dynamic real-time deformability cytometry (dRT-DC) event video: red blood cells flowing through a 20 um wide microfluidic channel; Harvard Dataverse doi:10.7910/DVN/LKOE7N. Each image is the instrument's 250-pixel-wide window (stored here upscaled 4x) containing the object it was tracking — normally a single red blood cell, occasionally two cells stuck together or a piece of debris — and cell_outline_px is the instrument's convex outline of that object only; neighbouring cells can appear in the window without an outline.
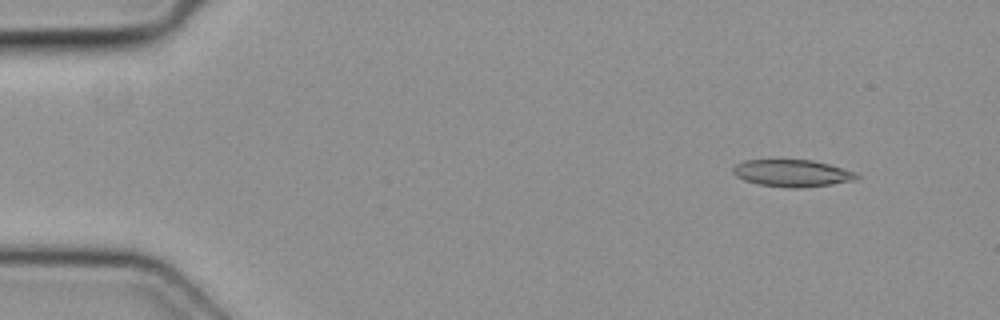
{"species": "common noctule bat (a hibernating species)", "species_latin": "Nyctalus noctula", "temperature_condition": "cold", "stored_images_in_passage": 4, "camera_frame_rate_fps": 3000, "um_per_image_px": 0.085, "animal": {"sex": "female", "body_mass_g": 19.3, "forearm_length_mm": 54.1}, "frame": {"image": 1, "passage_image": 1, "time_ms": 0.0, "image_size_px": [1000, 320], "cell_outline_px": [[860, 176], [856, 180], [832, 184], [800, 188], [784, 188], [760, 184], [744, 180], [736, 176], [732, 172], [732, 168], [736, 164], [744, 160], [812, 160], [828, 164], [856, 172]], "centroid_in_image_um": [67.34, 14.72], "position_along_channel_um": 17.7, "area_um2": 19.54}}
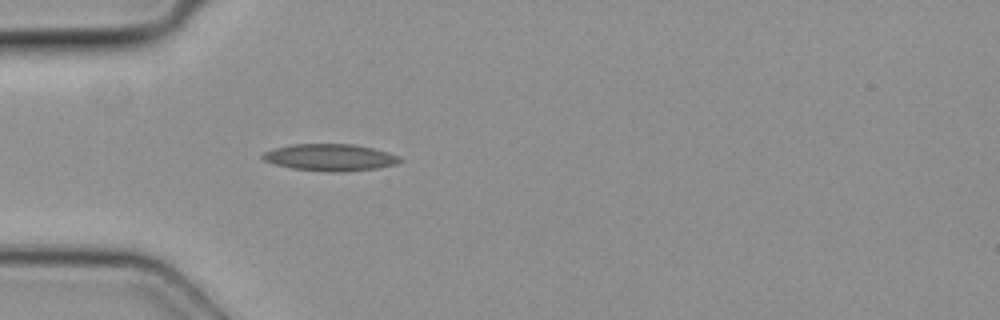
{"frame": {"image": 2, "passage_image": 4, "time_ms": 1.0, "image_size_px": [1000, 320], "cell_outline_px": [[400, 160], [396, 164], [376, 168], [344, 172], [328, 172], [292, 168], [276, 164], [264, 160], [260, 156], [264, 152], [272, 148], [292, 144], [352, 144], [372, 148], [388, 152], [400, 156]], "centroid_in_image_um": [28.03, 13.38], "position_along_channel_um": 57.0, "area_um2": 21.44}}